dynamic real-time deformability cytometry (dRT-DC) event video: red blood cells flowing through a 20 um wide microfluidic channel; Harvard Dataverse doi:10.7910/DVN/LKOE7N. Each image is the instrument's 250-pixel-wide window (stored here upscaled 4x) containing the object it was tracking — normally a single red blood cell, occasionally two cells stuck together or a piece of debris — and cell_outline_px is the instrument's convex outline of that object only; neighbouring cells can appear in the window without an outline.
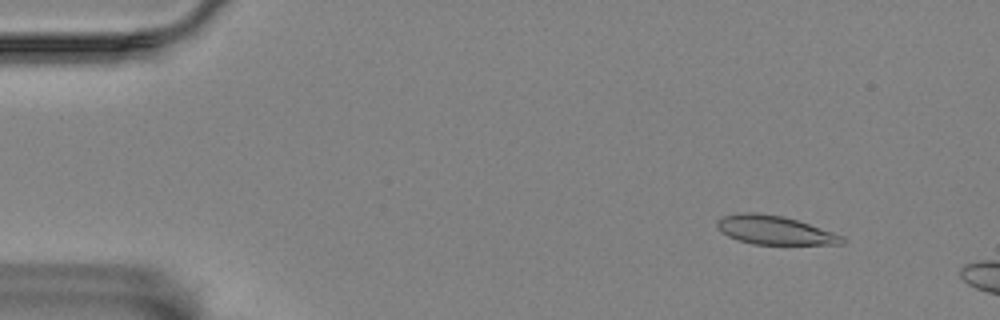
{"species": "Egyptian fruit bat (a non-hibernating species)", "species_latin": "Rousettus aegyptiacus", "temperature_condition": "room temperature", "stored_images_in_passage": 53, "camera_frame_rate_fps": 3000, "um_per_image_px": 0.085, "animal": {"sex": "female"}, "frame": {"image": 1, "passage_image": 5, "time_ms": 1.333, "image_size_px": [1000, 320], "cell_outline_px": [[844, 244], [752, 244], [728, 236], [720, 232], [716, 228], [716, 220], [724, 216], [736, 212], [756, 212], [784, 216], [844, 236]], "centroid_in_image_um": [65.77, 19.55], "position_along_channel_um": 19.2, "area_um2": 20.92}}
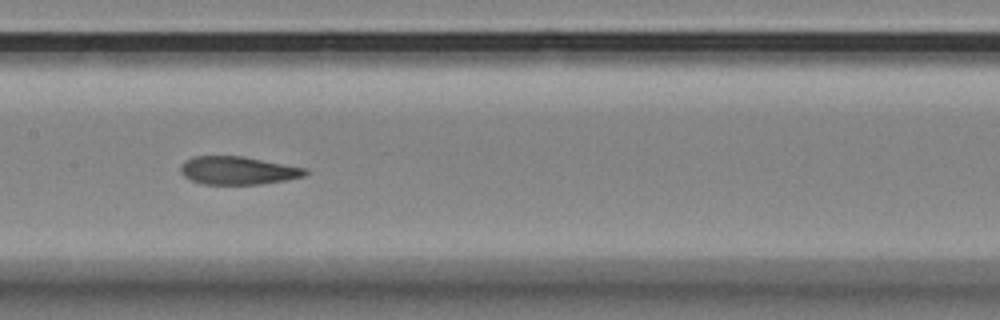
{"frame": {"image": 2, "passage_image": 27, "time_ms": 8.667, "image_size_px": [1000, 320], "cell_outline_px": [[308, 172], [304, 176], [284, 180], [260, 184], [204, 184], [192, 180], [184, 176], [180, 172], [180, 164], [184, 160], [192, 156], [240, 156], [308, 168]], "centroid_in_image_um": [20.19, 14.48], "position_along_channel_um": 187.2, "area_um2": 20.35}}
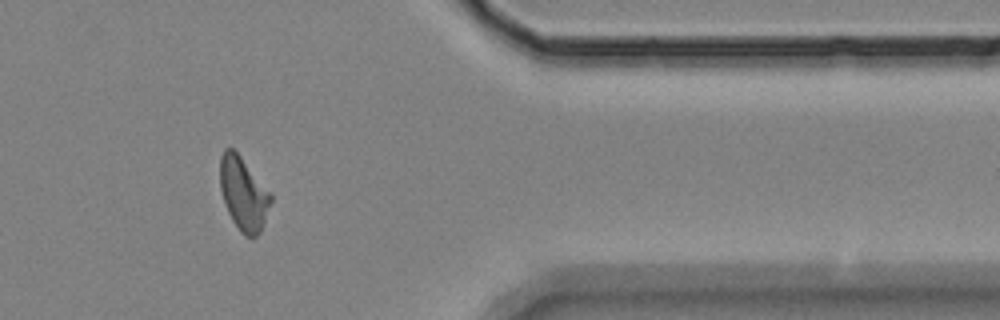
{"frame": {"image": 3, "passage_image": 46, "time_ms": 15.0, "image_size_px": [1000, 320], "cell_outline_px": [[272, 200], [260, 232], [252, 240], [244, 236], [240, 232], [232, 220], [224, 204], [220, 188], [220, 156], [224, 148], [232, 148], [240, 156], [272, 192]], "centroid_in_image_um": [20.7, 16.48], "position_along_channel_um": 390.7, "area_um2": 21.91}}